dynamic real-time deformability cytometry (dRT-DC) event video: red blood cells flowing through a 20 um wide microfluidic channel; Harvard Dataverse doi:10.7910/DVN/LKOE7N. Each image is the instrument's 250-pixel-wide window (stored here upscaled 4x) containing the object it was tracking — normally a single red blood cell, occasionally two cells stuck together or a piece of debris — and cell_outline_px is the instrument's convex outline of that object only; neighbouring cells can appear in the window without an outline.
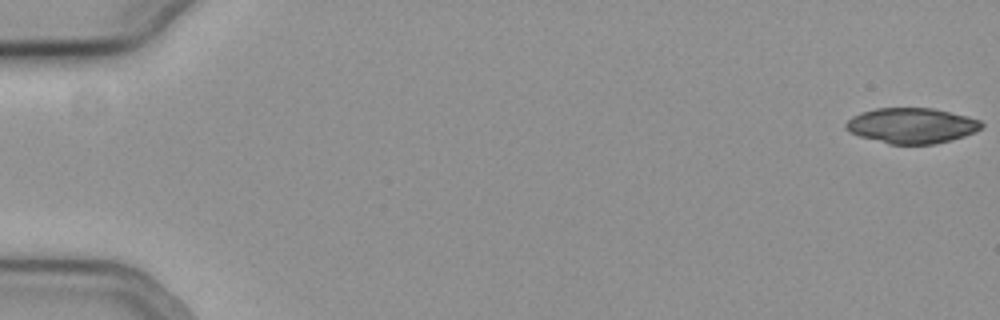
{"species": "common noctule bat (a hibernating species)", "species_latin": "Nyctalus noctula", "temperature_condition": "cold", "stored_images_in_passage": 55, "camera_frame_rate_fps": 3000, "um_per_image_px": 0.085, "animal": {"sex": "female", "body_mass_g": 19.3, "forearm_length_mm": 54.1}, "frame": {"image": 1, "passage_image": 1, "time_ms": 0.0, "image_size_px": [1000, 320], "cell_outline_px": [[984, 124], [976, 132], [964, 136], [936, 144], [888, 144], [860, 136], [848, 132], [844, 128], [844, 124], [852, 116], [860, 112], [876, 108], [932, 108], [968, 116], [980, 120]], "centroid_in_image_um": [77.47, 10.67], "position_along_channel_um": 7.5, "area_um2": 28.15}}
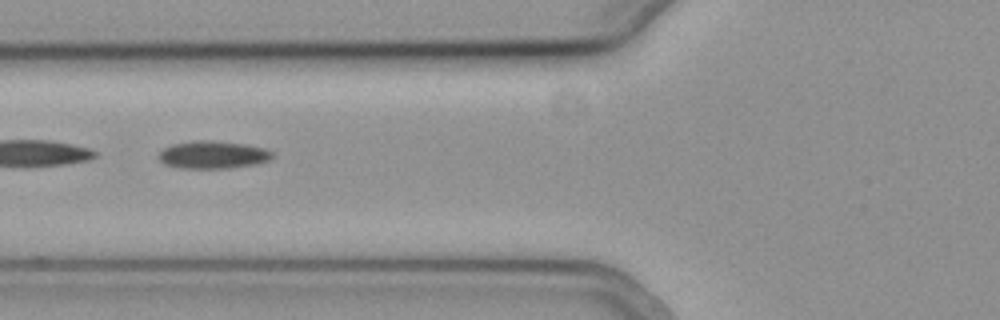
{"frame": {"image": 2, "passage_image": 23, "time_ms": 7.333, "image_size_px": [1000, 320], "cell_outline_px": [[272, 156], [268, 160], [256, 164], [228, 168], [180, 168], [164, 164], [156, 156], [164, 148], [172, 144], [192, 140], [212, 140], [244, 144], [264, 148], [272, 152]], "centroid_in_image_um": [18.05, 13.15], "position_along_channel_um": 107.8, "area_um2": 18.32}}